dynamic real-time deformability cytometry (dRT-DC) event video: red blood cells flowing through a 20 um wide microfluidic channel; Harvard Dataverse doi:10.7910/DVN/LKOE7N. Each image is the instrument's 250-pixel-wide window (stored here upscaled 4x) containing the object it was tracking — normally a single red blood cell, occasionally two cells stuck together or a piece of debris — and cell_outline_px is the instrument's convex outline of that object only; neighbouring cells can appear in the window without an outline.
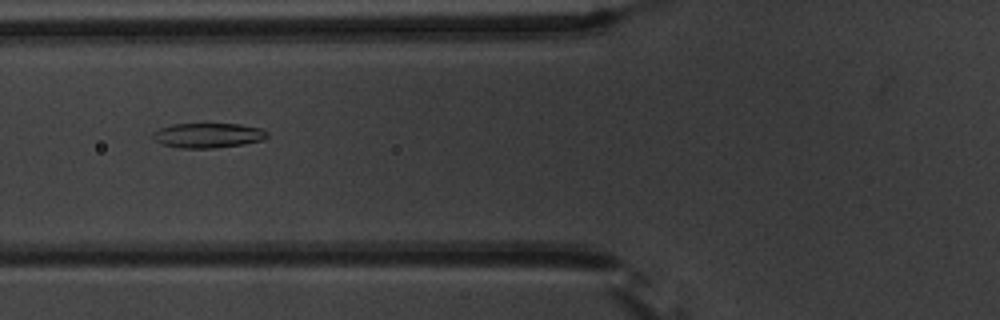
{"species": "common noctule bat (a hibernating species)", "species_latin": "Nyctalus noctula", "temperature_condition": "warm", "stored_images_in_passage": 10, "camera_frame_rate_fps": 3000, "um_per_image_px": 0.085, "animal": {"sex": "male", "body_mass_g": 20.1, "forearm_length_mm": 53.5}, "frame": {"image": 1, "passage_image": 6, "time_ms": 6.667, "image_size_px": [1000, 320], "cell_outline_px": [[268, 136], [264, 140], [244, 144], [212, 148], [180, 148], [160, 144], [152, 136], [152, 132], [160, 128], [172, 124], [240, 124], [260, 128], [268, 132]], "centroid_in_image_um": [17.68, 11.51], "position_along_channel_um": 108.1, "area_um2": 16.59}}
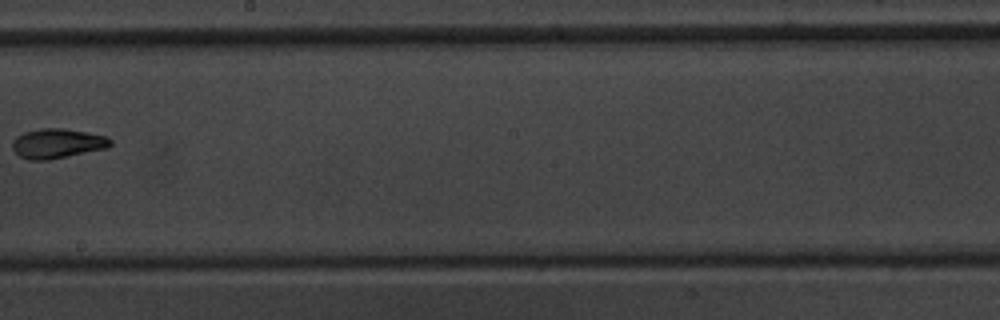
{"frame": {"image": 2, "passage_image": 9, "time_ms": 10.333, "image_size_px": [1000, 320], "cell_outline_px": [[112, 144], [108, 148], [48, 160], [28, 160], [20, 156], [12, 148], [12, 140], [16, 136], [24, 132], [40, 128], [64, 128], [108, 136], [112, 140]], "centroid_in_image_um": [4.88, 12.19], "position_along_channel_um": 243.3, "area_um2": 17.11}}
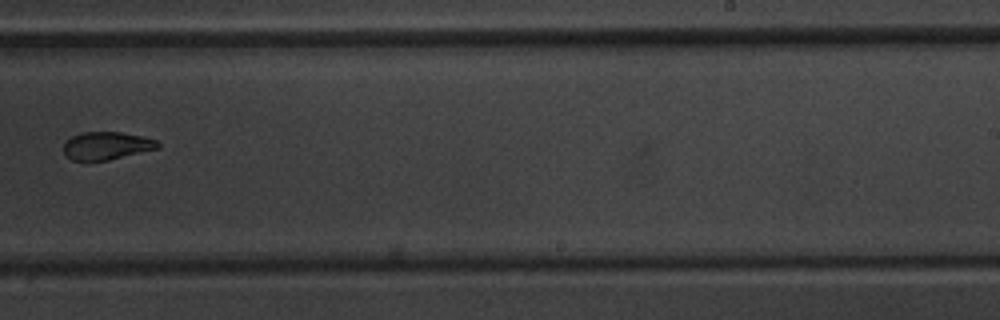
{"frame": {"image": 3, "passage_image": 10, "time_ms": 11.333, "image_size_px": [1000, 320], "cell_outline_px": [[160, 148], [108, 160], [72, 160], [64, 152], [64, 144], [72, 136], [80, 132], [120, 132], [140, 136], [156, 140], [160, 144]], "centroid_in_image_um": [9.08, 12.38], "position_along_channel_um": 279.9, "area_um2": 15.09}}